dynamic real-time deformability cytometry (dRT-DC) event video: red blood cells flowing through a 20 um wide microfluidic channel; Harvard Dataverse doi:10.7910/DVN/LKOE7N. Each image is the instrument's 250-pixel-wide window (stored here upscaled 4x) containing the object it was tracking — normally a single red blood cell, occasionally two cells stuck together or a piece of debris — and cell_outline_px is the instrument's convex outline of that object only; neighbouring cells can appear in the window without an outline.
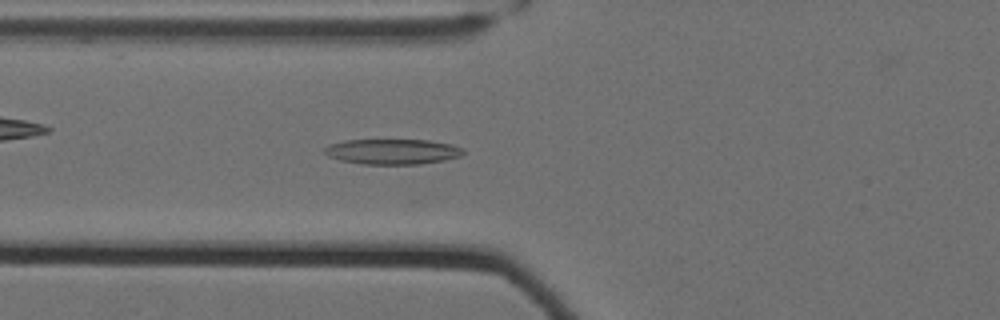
{"species": "Egyptian fruit bat (a non-hibernating species)", "species_latin": "Rousettus aegyptiacus", "temperature_condition": "cold", "stored_images_in_passage": 60, "camera_frame_rate_fps": 3000, "um_per_image_px": 0.085, "animal": {"sex": "female"}, "frame": {"image": 1, "passage_image": 25, "time_ms": 8.0, "image_size_px": [1000, 320], "cell_outline_px": [[464, 152], [460, 156], [444, 160], [420, 164], [364, 164], [340, 160], [328, 156], [324, 152], [324, 148], [328, 144], [344, 140], [428, 140], [448, 144], [464, 148]], "centroid_in_image_um": [33.33, 12.88], "position_along_channel_um": 92.5, "area_um2": 20.4}}
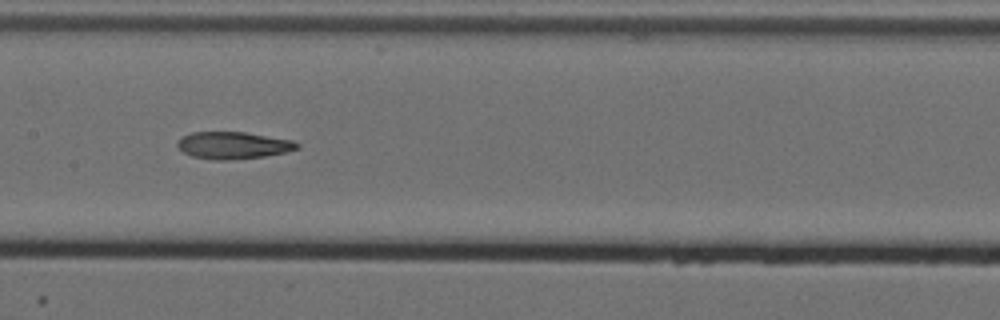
{"frame": {"image": 2, "passage_image": 33, "time_ms": 10.667, "image_size_px": [1000, 320], "cell_outline_px": [[300, 148], [284, 152], [264, 156], [228, 160], [216, 160], [192, 156], [184, 152], [176, 144], [176, 140], [192, 132], [244, 132], [292, 140], [300, 144]], "centroid_in_image_um": [19.81, 12.35], "position_along_channel_um": 187.6, "area_um2": 18.73}}
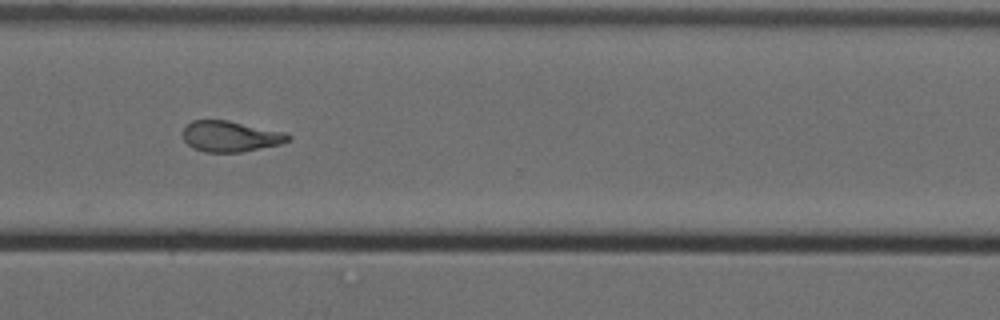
{"frame": {"image": 3, "passage_image": 47, "time_ms": 15.333, "image_size_px": [1000, 320], "cell_outline_px": [[292, 140], [280, 144], [240, 152], [204, 152], [192, 148], [184, 140], [184, 128], [192, 120], [228, 120], [284, 132], [292, 136]], "centroid_in_image_um": [19.6, 11.59], "position_along_channel_um": 351.0, "area_um2": 18.84}, "authors_computed_cell_mechanics": {"area_um2": 19.5364, "velocity_mm_per_s": 3.5132, "shape_relaxation_time_tau1_ms": null, "shape_relaxation_time_tau2_ms": 6.5123, "deformation_change_tau1": null, "deformation_change_tau2": 0.1655}}